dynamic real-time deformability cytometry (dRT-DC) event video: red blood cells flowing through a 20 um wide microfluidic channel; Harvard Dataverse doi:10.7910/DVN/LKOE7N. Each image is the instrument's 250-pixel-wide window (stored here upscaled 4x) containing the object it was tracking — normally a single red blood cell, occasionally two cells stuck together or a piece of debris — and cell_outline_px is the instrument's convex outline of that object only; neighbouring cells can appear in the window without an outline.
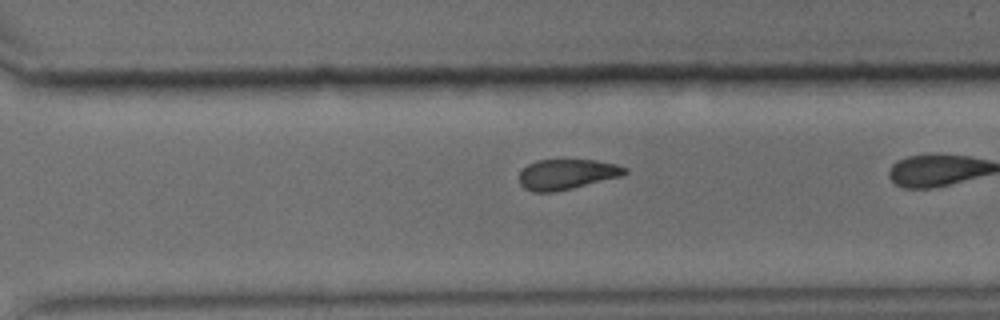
{"species": "common noctule bat (a hibernating species)", "species_latin": "Nyctalus noctula", "temperature_condition": "cold", "stored_images_in_passage": 35, "camera_frame_rate_fps": 3000, "um_per_image_px": 0.085, "animal": {"sex": "male", "body_mass_g": 15.6}, "frame": {"image": 1, "passage_image": 31, "time_ms": 10.0, "image_size_px": [1000, 320], "cell_outline_px": [[628, 172], [624, 176], [556, 192], [532, 192], [524, 188], [520, 184], [520, 172], [528, 164], [536, 160], [596, 160], [616, 164], [628, 168]], "centroid_in_image_um": [48.22, 14.82], "position_along_channel_um": 322.4, "area_um2": 18.84}}
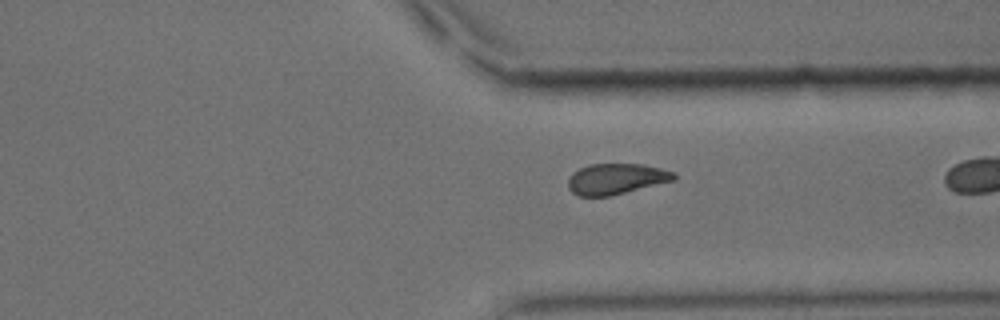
{"frame": {"image": 2, "passage_image": 34, "time_ms": 11.0, "image_size_px": [1000, 320], "cell_outline_px": [[676, 180], [612, 196], [580, 196], [572, 192], [568, 188], [568, 180], [572, 172], [588, 164], [640, 164], [660, 168], [676, 172]], "centroid_in_image_um": [52.39, 15.21], "position_along_channel_um": 359.0, "area_um2": 19.19}}